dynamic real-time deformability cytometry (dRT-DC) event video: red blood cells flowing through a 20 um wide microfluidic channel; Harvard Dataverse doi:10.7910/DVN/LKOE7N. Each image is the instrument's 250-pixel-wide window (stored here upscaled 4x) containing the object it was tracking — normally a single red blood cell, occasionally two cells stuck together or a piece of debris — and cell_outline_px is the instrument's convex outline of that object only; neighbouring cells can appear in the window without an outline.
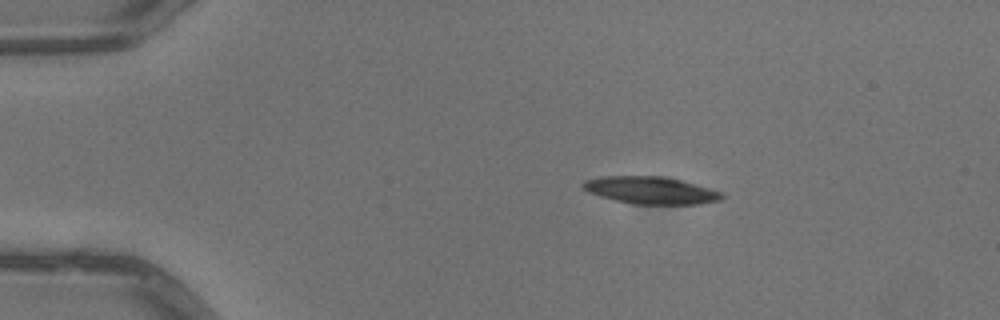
{"species": "common noctule bat (a hibernating species)", "species_latin": "Nyctalus noctula", "temperature_condition": "warm", "stored_images_in_passage": 2, "camera_frame_rate_fps": 3000, "um_per_image_px": 0.085, "animal": {"sex": "male", "body_mass_g": 13.3}, "frame": {"image": 1, "passage_image": 1, "time_ms": 0.0, "image_size_px": [1000, 320], "cell_outline_px": [[724, 196], [720, 200], [700, 204], [636, 204], [616, 200], [600, 196], [588, 192], [580, 184], [584, 180], [604, 176], [660, 176], [680, 180], [696, 184], [720, 192]], "centroid_in_image_um": [55.29, 16.17], "position_along_channel_um": 29.7, "area_um2": 21.85}}